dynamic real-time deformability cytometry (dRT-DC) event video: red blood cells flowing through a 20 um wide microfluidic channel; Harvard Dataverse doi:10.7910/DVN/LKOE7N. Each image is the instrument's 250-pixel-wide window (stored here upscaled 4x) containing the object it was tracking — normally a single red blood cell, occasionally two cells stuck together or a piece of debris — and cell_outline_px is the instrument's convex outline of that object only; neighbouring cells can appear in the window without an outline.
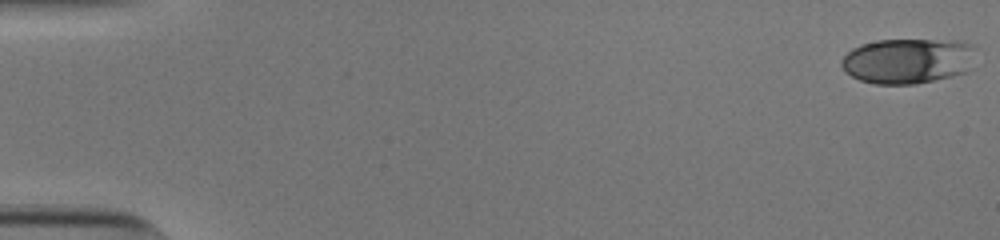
{"species": "human", "species_latin": "Homo sapiens", "temperature_condition": "cold", "stored_images_in_passage": 54, "camera_frame_rate_fps": 3000, "um_per_image_px": 0.085, "donor": {"sex": "male"}, "frame": {"image": 1, "passage_image": 1, "time_ms": 0.0, "image_size_px": [1000, 240], "cell_outline_px": [[976, 44], [964, 72], [952, 76], [916, 84], [876, 84], [860, 80], [852, 76], [840, 64], [840, 60], [852, 48], [860, 44], [876, 40], [956, 40]], "centroid_in_image_um": [77.11, 5.16], "position_along_channel_um": 7.9, "area_um2": 35.2}}
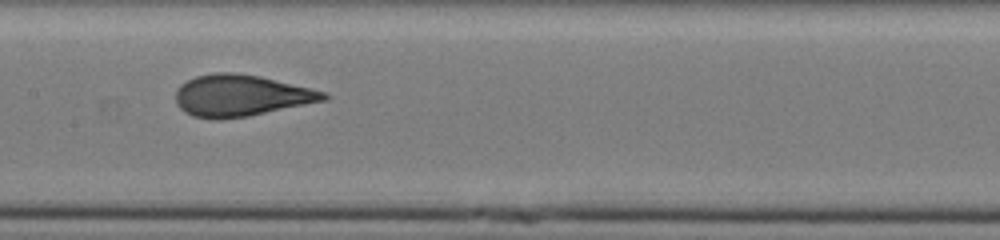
{"frame": {"image": 2, "passage_image": 28, "time_ms": 9.0, "image_size_px": [1000, 240], "cell_outline_px": [[332, 96], [328, 100], [248, 116], [220, 120], [212, 120], [192, 116], [184, 112], [176, 104], [176, 88], [180, 84], [196, 76], [216, 72], [232, 72], [260, 76], [324, 92]], "centroid_in_image_um": [20.45, 8.14], "position_along_channel_um": 187.0, "area_um2": 35.95}}
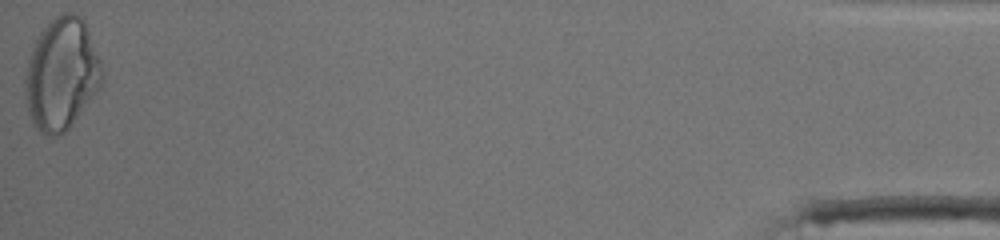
{"frame": {"image": 3, "passage_image": 54, "time_ms": 17.667, "image_size_px": [1000, 240], "cell_outline_px": [[104, 80], [100, 88], [72, 124], [60, 136], [48, 136], [40, 132], [32, 124], [28, 112], [24, 96], [24, 80], [28, 60], [32, 48], [40, 32], [56, 16], [64, 12], [72, 12], [80, 16], [84, 20], [88, 28], [100, 60], [104, 72]], "centroid_in_image_um": [5.23, 6.32], "position_along_channel_um": 430.0, "area_um2": 50.58}, "authors_computed_cell_mechanics": {"area_um2": 35.2002, "velocity_mm_per_s": 3.8387, "shape_relaxation_time_tau1_ms": 5.4051, "shape_relaxation_time_tau2_ms": null, "deformation_change_tau1": 0.1931, "deformation_change_tau2": null}}